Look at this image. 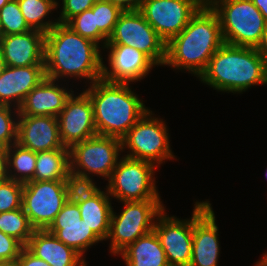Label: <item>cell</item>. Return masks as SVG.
Segmentation results:
<instances>
[{
    "label": "cell",
    "mask_w": 267,
    "mask_h": 266,
    "mask_svg": "<svg viewBox=\"0 0 267 266\" xmlns=\"http://www.w3.org/2000/svg\"><path fill=\"white\" fill-rule=\"evenodd\" d=\"M99 49L92 40L58 23L45 34V76L55 81L69 76L86 78L92 84L102 76L104 62Z\"/></svg>",
    "instance_id": "1"
},
{
    "label": "cell",
    "mask_w": 267,
    "mask_h": 266,
    "mask_svg": "<svg viewBox=\"0 0 267 266\" xmlns=\"http://www.w3.org/2000/svg\"><path fill=\"white\" fill-rule=\"evenodd\" d=\"M223 44L219 17L205 3L188 25L166 44L164 65L188 70L199 77L210 58Z\"/></svg>",
    "instance_id": "2"
},
{
    "label": "cell",
    "mask_w": 267,
    "mask_h": 266,
    "mask_svg": "<svg viewBox=\"0 0 267 266\" xmlns=\"http://www.w3.org/2000/svg\"><path fill=\"white\" fill-rule=\"evenodd\" d=\"M199 78L215 90L242 93L254 85H267V64L254 47L224 43Z\"/></svg>",
    "instance_id": "3"
},
{
    "label": "cell",
    "mask_w": 267,
    "mask_h": 266,
    "mask_svg": "<svg viewBox=\"0 0 267 266\" xmlns=\"http://www.w3.org/2000/svg\"><path fill=\"white\" fill-rule=\"evenodd\" d=\"M89 96L98 135L122 139L148 111L128 83L99 79L84 90Z\"/></svg>",
    "instance_id": "4"
},
{
    "label": "cell",
    "mask_w": 267,
    "mask_h": 266,
    "mask_svg": "<svg viewBox=\"0 0 267 266\" xmlns=\"http://www.w3.org/2000/svg\"><path fill=\"white\" fill-rule=\"evenodd\" d=\"M208 4L219 17L224 43L257 47L267 22L251 0H210Z\"/></svg>",
    "instance_id": "5"
},
{
    "label": "cell",
    "mask_w": 267,
    "mask_h": 266,
    "mask_svg": "<svg viewBox=\"0 0 267 266\" xmlns=\"http://www.w3.org/2000/svg\"><path fill=\"white\" fill-rule=\"evenodd\" d=\"M119 215L112 210L107 239L113 255L120 254L139 237L153 231L155 219L165 210L161 199L125 201ZM156 217V218H155Z\"/></svg>",
    "instance_id": "6"
},
{
    "label": "cell",
    "mask_w": 267,
    "mask_h": 266,
    "mask_svg": "<svg viewBox=\"0 0 267 266\" xmlns=\"http://www.w3.org/2000/svg\"><path fill=\"white\" fill-rule=\"evenodd\" d=\"M148 110L121 139L122 150L130 149L125 157L145 160L160 165L175 156L170 148L166 123L162 119L152 117Z\"/></svg>",
    "instance_id": "7"
},
{
    "label": "cell",
    "mask_w": 267,
    "mask_h": 266,
    "mask_svg": "<svg viewBox=\"0 0 267 266\" xmlns=\"http://www.w3.org/2000/svg\"><path fill=\"white\" fill-rule=\"evenodd\" d=\"M154 171L155 164L124 156L119 159L108 180V194L121 202L160 199Z\"/></svg>",
    "instance_id": "8"
},
{
    "label": "cell",
    "mask_w": 267,
    "mask_h": 266,
    "mask_svg": "<svg viewBox=\"0 0 267 266\" xmlns=\"http://www.w3.org/2000/svg\"><path fill=\"white\" fill-rule=\"evenodd\" d=\"M122 150L121 139L96 135L69 148L70 171L90 177L96 174L110 179Z\"/></svg>",
    "instance_id": "9"
},
{
    "label": "cell",
    "mask_w": 267,
    "mask_h": 266,
    "mask_svg": "<svg viewBox=\"0 0 267 266\" xmlns=\"http://www.w3.org/2000/svg\"><path fill=\"white\" fill-rule=\"evenodd\" d=\"M107 44L130 46L143 52L155 65L165 63L166 43L139 10L120 14Z\"/></svg>",
    "instance_id": "10"
},
{
    "label": "cell",
    "mask_w": 267,
    "mask_h": 266,
    "mask_svg": "<svg viewBox=\"0 0 267 266\" xmlns=\"http://www.w3.org/2000/svg\"><path fill=\"white\" fill-rule=\"evenodd\" d=\"M66 202L64 181L24 183L22 208L35 230L47 229Z\"/></svg>",
    "instance_id": "11"
},
{
    "label": "cell",
    "mask_w": 267,
    "mask_h": 266,
    "mask_svg": "<svg viewBox=\"0 0 267 266\" xmlns=\"http://www.w3.org/2000/svg\"><path fill=\"white\" fill-rule=\"evenodd\" d=\"M204 4L203 0H142L139 11L167 44Z\"/></svg>",
    "instance_id": "12"
},
{
    "label": "cell",
    "mask_w": 267,
    "mask_h": 266,
    "mask_svg": "<svg viewBox=\"0 0 267 266\" xmlns=\"http://www.w3.org/2000/svg\"><path fill=\"white\" fill-rule=\"evenodd\" d=\"M57 118L60 140L64 147L70 148L75 143L98 135L93 105L84 91L76 97L72 93Z\"/></svg>",
    "instance_id": "13"
},
{
    "label": "cell",
    "mask_w": 267,
    "mask_h": 266,
    "mask_svg": "<svg viewBox=\"0 0 267 266\" xmlns=\"http://www.w3.org/2000/svg\"><path fill=\"white\" fill-rule=\"evenodd\" d=\"M158 221V222H157ZM154 231L164 249L170 266H189L192 258L193 213L191 219L179 220L166 215L157 217Z\"/></svg>",
    "instance_id": "14"
},
{
    "label": "cell",
    "mask_w": 267,
    "mask_h": 266,
    "mask_svg": "<svg viewBox=\"0 0 267 266\" xmlns=\"http://www.w3.org/2000/svg\"><path fill=\"white\" fill-rule=\"evenodd\" d=\"M218 226L209 201L195 202L193 209L192 258L189 266H218Z\"/></svg>",
    "instance_id": "15"
},
{
    "label": "cell",
    "mask_w": 267,
    "mask_h": 266,
    "mask_svg": "<svg viewBox=\"0 0 267 266\" xmlns=\"http://www.w3.org/2000/svg\"><path fill=\"white\" fill-rule=\"evenodd\" d=\"M110 69L102 64L101 79L112 83H128L145 78L156 66L143 52L123 44H106Z\"/></svg>",
    "instance_id": "16"
},
{
    "label": "cell",
    "mask_w": 267,
    "mask_h": 266,
    "mask_svg": "<svg viewBox=\"0 0 267 266\" xmlns=\"http://www.w3.org/2000/svg\"><path fill=\"white\" fill-rule=\"evenodd\" d=\"M17 143L21 146L41 152L54 149H69L60 140L58 118L54 116L18 115Z\"/></svg>",
    "instance_id": "17"
},
{
    "label": "cell",
    "mask_w": 267,
    "mask_h": 266,
    "mask_svg": "<svg viewBox=\"0 0 267 266\" xmlns=\"http://www.w3.org/2000/svg\"><path fill=\"white\" fill-rule=\"evenodd\" d=\"M82 257L88 247L102 241L81 219L78 205L65 203L54 221L46 229Z\"/></svg>",
    "instance_id": "18"
},
{
    "label": "cell",
    "mask_w": 267,
    "mask_h": 266,
    "mask_svg": "<svg viewBox=\"0 0 267 266\" xmlns=\"http://www.w3.org/2000/svg\"><path fill=\"white\" fill-rule=\"evenodd\" d=\"M6 66L44 65L45 33L32 29L23 34H10L0 40Z\"/></svg>",
    "instance_id": "19"
},
{
    "label": "cell",
    "mask_w": 267,
    "mask_h": 266,
    "mask_svg": "<svg viewBox=\"0 0 267 266\" xmlns=\"http://www.w3.org/2000/svg\"><path fill=\"white\" fill-rule=\"evenodd\" d=\"M44 65L10 67L0 75V104L19 108L26 95L45 78ZM16 104V106H15Z\"/></svg>",
    "instance_id": "20"
},
{
    "label": "cell",
    "mask_w": 267,
    "mask_h": 266,
    "mask_svg": "<svg viewBox=\"0 0 267 266\" xmlns=\"http://www.w3.org/2000/svg\"><path fill=\"white\" fill-rule=\"evenodd\" d=\"M55 83V80L45 77L26 95L18 108V115L58 117L74 91L69 92Z\"/></svg>",
    "instance_id": "21"
},
{
    "label": "cell",
    "mask_w": 267,
    "mask_h": 266,
    "mask_svg": "<svg viewBox=\"0 0 267 266\" xmlns=\"http://www.w3.org/2000/svg\"><path fill=\"white\" fill-rule=\"evenodd\" d=\"M36 257L51 266H86L83 258L73 248L66 246L54 234L45 230H34L25 246Z\"/></svg>",
    "instance_id": "22"
},
{
    "label": "cell",
    "mask_w": 267,
    "mask_h": 266,
    "mask_svg": "<svg viewBox=\"0 0 267 266\" xmlns=\"http://www.w3.org/2000/svg\"><path fill=\"white\" fill-rule=\"evenodd\" d=\"M120 255H122L126 266H170L154 230L139 237Z\"/></svg>",
    "instance_id": "23"
},
{
    "label": "cell",
    "mask_w": 267,
    "mask_h": 266,
    "mask_svg": "<svg viewBox=\"0 0 267 266\" xmlns=\"http://www.w3.org/2000/svg\"><path fill=\"white\" fill-rule=\"evenodd\" d=\"M81 219L103 241L109 233L112 205L108 191L101 189L86 202L78 204Z\"/></svg>",
    "instance_id": "24"
},
{
    "label": "cell",
    "mask_w": 267,
    "mask_h": 266,
    "mask_svg": "<svg viewBox=\"0 0 267 266\" xmlns=\"http://www.w3.org/2000/svg\"><path fill=\"white\" fill-rule=\"evenodd\" d=\"M70 172L69 149H54L36 153V165L31 181H64Z\"/></svg>",
    "instance_id": "25"
},
{
    "label": "cell",
    "mask_w": 267,
    "mask_h": 266,
    "mask_svg": "<svg viewBox=\"0 0 267 266\" xmlns=\"http://www.w3.org/2000/svg\"><path fill=\"white\" fill-rule=\"evenodd\" d=\"M7 165L8 179L23 184L31 181L35 172L36 152H33L16 142L7 148Z\"/></svg>",
    "instance_id": "26"
},
{
    "label": "cell",
    "mask_w": 267,
    "mask_h": 266,
    "mask_svg": "<svg viewBox=\"0 0 267 266\" xmlns=\"http://www.w3.org/2000/svg\"><path fill=\"white\" fill-rule=\"evenodd\" d=\"M19 8L28 26L31 29L48 33L59 22L43 21L53 9H57L56 0H17Z\"/></svg>",
    "instance_id": "27"
},
{
    "label": "cell",
    "mask_w": 267,
    "mask_h": 266,
    "mask_svg": "<svg viewBox=\"0 0 267 266\" xmlns=\"http://www.w3.org/2000/svg\"><path fill=\"white\" fill-rule=\"evenodd\" d=\"M35 229L31 226L23 208L0 213V231L27 245Z\"/></svg>",
    "instance_id": "28"
},
{
    "label": "cell",
    "mask_w": 267,
    "mask_h": 266,
    "mask_svg": "<svg viewBox=\"0 0 267 266\" xmlns=\"http://www.w3.org/2000/svg\"><path fill=\"white\" fill-rule=\"evenodd\" d=\"M64 184L67 202L75 205L86 202L100 190L91 177L80 176L71 171L64 180Z\"/></svg>",
    "instance_id": "29"
},
{
    "label": "cell",
    "mask_w": 267,
    "mask_h": 266,
    "mask_svg": "<svg viewBox=\"0 0 267 266\" xmlns=\"http://www.w3.org/2000/svg\"><path fill=\"white\" fill-rule=\"evenodd\" d=\"M3 36L23 34L32 30L26 23L17 0H11L0 9Z\"/></svg>",
    "instance_id": "30"
},
{
    "label": "cell",
    "mask_w": 267,
    "mask_h": 266,
    "mask_svg": "<svg viewBox=\"0 0 267 266\" xmlns=\"http://www.w3.org/2000/svg\"><path fill=\"white\" fill-rule=\"evenodd\" d=\"M91 9L99 32L108 40L123 11L109 0H96Z\"/></svg>",
    "instance_id": "31"
},
{
    "label": "cell",
    "mask_w": 267,
    "mask_h": 266,
    "mask_svg": "<svg viewBox=\"0 0 267 266\" xmlns=\"http://www.w3.org/2000/svg\"><path fill=\"white\" fill-rule=\"evenodd\" d=\"M66 25L70 27L77 34L84 38L90 39L100 46V41L103 46L107 44V39L99 32L96 25L95 14L92 9L85 10L84 12L71 18Z\"/></svg>",
    "instance_id": "32"
},
{
    "label": "cell",
    "mask_w": 267,
    "mask_h": 266,
    "mask_svg": "<svg viewBox=\"0 0 267 266\" xmlns=\"http://www.w3.org/2000/svg\"><path fill=\"white\" fill-rule=\"evenodd\" d=\"M24 184L6 179L0 182V213L22 208Z\"/></svg>",
    "instance_id": "33"
},
{
    "label": "cell",
    "mask_w": 267,
    "mask_h": 266,
    "mask_svg": "<svg viewBox=\"0 0 267 266\" xmlns=\"http://www.w3.org/2000/svg\"><path fill=\"white\" fill-rule=\"evenodd\" d=\"M11 109L10 105L0 104V146L6 148L17 142L18 118H12Z\"/></svg>",
    "instance_id": "34"
},
{
    "label": "cell",
    "mask_w": 267,
    "mask_h": 266,
    "mask_svg": "<svg viewBox=\"0 0 267 266\" xmlns=\"http://www.w3.org/2000/svg\"><path fill=\"white\" fill-rule=\"evenodd\" d=\"M24 247L19 240L0 231V263L16 262Z\"/></svg>",
    "instance_id": "35"
},
{
    "label": "cell",
    "mask_w": 267,
    "mask_h": 266,
    "mask_svg": "<svg viewBox=\"0 0 267 266\" xmlns=\"http://www.w3.org/2000/svg\"><path fill=\"white\" fill-rule=\"evenodd\" d=\"M94 2L95 0H62V11L57 19L58 22L66 24L71 18L91 9Z\"/></svg>",
    "instance_id": "36"
},
{
    "label": "cell",
    "mask_w": 267,
    "mask_h": 266,
    "mask_svg": "<svg viewBox=\"0 0 267 266\" xmlns=\"http://www.w3.org/2000/svg\"><path fill=\"white\" fill-rule=\"evenodd\" d=\"M18 266H51L44 260L36 257L26 247H24L16 260Z\"/></svg>",
    "instance_id": "37"
},
{
    "label": "cell",
    "mask_w": 267,
    "mask_h": 266,
    "mask_svg": "<svg viewBox=\"0 0 267 266\" xmlns=\"http://www.w3.org/2000/svg\"><path fill=\"white\" fill-rule=\"evenodd\" d=\"M122 11H137L140 10L142 0H109Z\"/></svg>",
    "instance_id": "38"
},
{
    "label": "cell",
    "mask_w": 267,
    "mask_h": 266,
    "mask_svg": "<svg viewBox=\"0 0 267 266\" xmlns=\"http://www.w3.org/2000/svg\"><path fill=\"white\" fill-rule=\"evenodd\" d=\"M8 179L7 148L0 146V182Z\"/></svg>",
    "instance_id": "39"
},
{
    "label": "cell",
    "mask_w": 267,
    "mask_h": 266,
    "mask_svg": "<svg viewBox=\"0 0 267 266\" xmlns=\"http://www.w3.org/2000/svg\"><path fill=\"white\" fill-rule=\"evenodd\" d=\"M256 50L262 56L267 64V23L265 26V30L262 34V38L260 43L257 45Z\"/></svg>",
    "instance_id": "40"
},
{
    "label": "cell",
    "mask_w": 267,
    "mask_h": 266,
    "mask_svg": "<svg viewBox=\"0 0 267 266\" xmlns=\"http://www.w3.org/2000/svg\"><path fill=\"white\" fill-rule=\"evenodd\" d=\"M267 22V0H251Z\"/></svg>",
    "instance_id": "41"
},
{
    "label": "cell",
    "mask_w": 267,
    "mask_h": 266,
    "mask_svg": "<svg viewBox=\"0 0 267 266\" xmlns=\"http://www.w3.org/2000/svg\"><path fill=\"white\" fill-rule=\"evenodd\" d=\"M6 62L2 56V52H1V49H0V75L2 74V72L5 70L6 68Z\"/></svg>",
    "instance_id": "42"
},
{
    "label": "cell",
    "mask_w": 267,
    "mask_h": 266,
    "mask_svg": "<svg viewBox=\"0 0 267 266\" xmlns=\"http://www.w3.org/2000/svg\"><path fill=\"white\" fill-rule=\"evenodd\" d=\"M255 266H267V257L264 255L261 260L256 262Z\"/></svg>",
    "instance_id": "43"
},
{
    "label": "cell",
    "mask_w": 267,
    "mask_h": 266,
    "mask_svg": "<svg viewBox=\"0 0 267 266\" xmlns=\"http://www.w3.org/2000/svg\"><path fill=\"white\" fill-rule=\"evenodd\" d=\"M0 266H18L16 262L0 263Z\"/></svg>",
    "instance_id": "44"
},
{
    "label": "cell",
    "mask_w": 267,
    "mask_h": 266,
    "mask_svg": "<svg viewBox=\"0 0 267 266\" xmlns=\"http://www.w3.org/2000/svg\"><path fill=\"white\" fill-rule=\"evenodd\" d=\"M11 0H0V9Z\"/></svg>",
    "instance_id": "45"
},
{
    "label": "cell",
    "mask_w": 267,
    "mask_h": 266,
    "mask_svg": "<svg viewBox=\"0 0 267 266\" xmlns=\"http://www.w3.org/2000/svg\"><path fill=\"white\" fill-rule=\"evenodd\" d=\"M3 37V33H2V27H1V23H0V40Z\"/></svg>",
    "instance_id": "46"
}]
</instances>
